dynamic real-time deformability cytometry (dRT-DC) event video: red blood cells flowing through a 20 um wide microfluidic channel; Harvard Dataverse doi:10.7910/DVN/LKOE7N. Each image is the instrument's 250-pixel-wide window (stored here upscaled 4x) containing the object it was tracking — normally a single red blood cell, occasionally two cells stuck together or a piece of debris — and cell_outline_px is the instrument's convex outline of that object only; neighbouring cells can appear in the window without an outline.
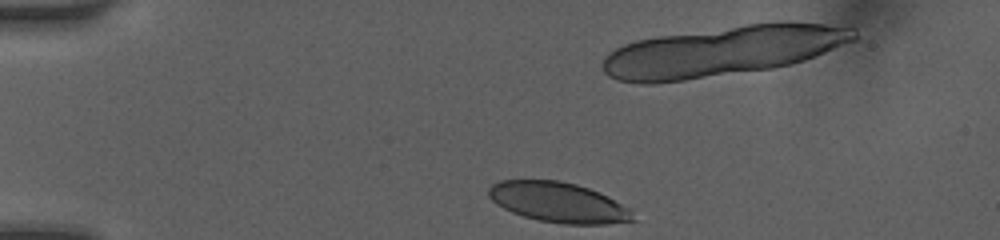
{"species": "human", "species_latin": "Homo sapiens", "temperature_condition": "room temperature", "stored_images_in_passage": 32, "camera_frame_rate_fps": 3000, "um_per_image_px": 0.085, "donor": {"sex": "female"}, "frame": {"image": 1, "passage_image": 4, "time_ms": 1.0, "image_size_px": [1000, 240], "cell_outline_px": [[636, 220], [604, 224], [564, 224], [540, 220], [524, 216], [512, 212], [496, 204], [488, 196], [488, 188], [492, 184], [500, 180], [560, 180], [576, 184], [600, 192], [608, 196], [628, 208]], "centroid_in_image_um": [47.44, 17.19], "position_along_channel_um": 37.6, "area_um2": 33.58}}
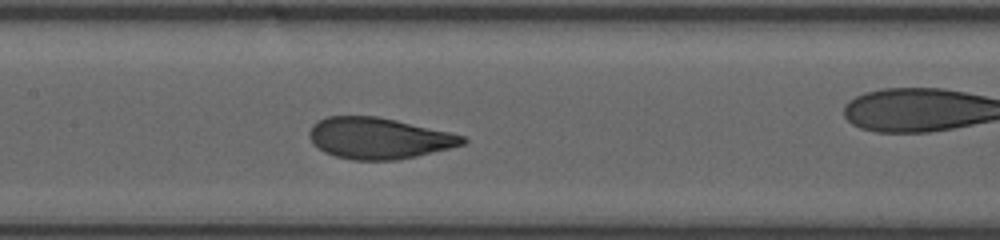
{"frame": {"image": 2, "passage_image": 15, "time_ms": 5.667, "image_size_px": [1000, 240], "cell_outline_px": [[468, 140], [464, 144], [416, 156], [396, 160], [352, 160], [336, 156], [324, 152], [312, 144], [308, 136], [308, 132], [312, 124], [328, 116], [376, 116], [396, 120], [448, 132], [464, 136]], "centroid_in_image_um": [32.14, 11.75], "position_along_channel_um": 175.3, "area_um2": 36.65}}
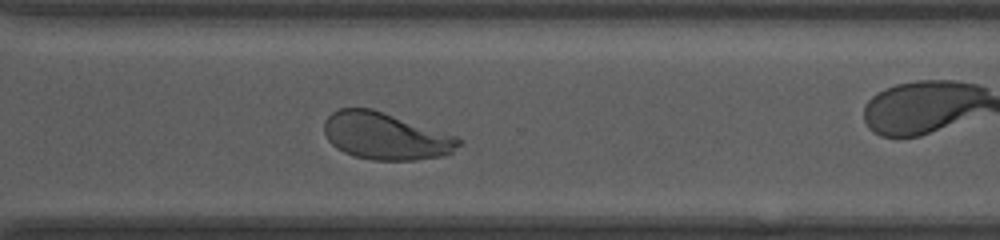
{"frame": {"image": 3, "passage_image": 25, "time_ms": 9.667, "image_size_px": [1000, 240], "cell_outline_px": [[464, 140], [452, 152], [444, 156], [416, 160], [372, 160], [356, 156], [344, 152], [336, 148], [328, 140], [324, 132], [324, 120], [332, 112], [340, 108], [372, 108], [456, 136]], "centroid_in_image_um": [32.77, 11.57], "position_along_channel_um": 337.8, "area_um2": 36.88}, "authors_computed_cell_mechanics": {"area_um2": 37.0787, "velocity_mm_per_s": 4.0874, "shape_relaxation_time_tau1_ms": 2.9082, "shape_relaxation_time_tau2_ms": null, "deformation_change_tau1": 0.1622, "deformation_change_tau2": null}}